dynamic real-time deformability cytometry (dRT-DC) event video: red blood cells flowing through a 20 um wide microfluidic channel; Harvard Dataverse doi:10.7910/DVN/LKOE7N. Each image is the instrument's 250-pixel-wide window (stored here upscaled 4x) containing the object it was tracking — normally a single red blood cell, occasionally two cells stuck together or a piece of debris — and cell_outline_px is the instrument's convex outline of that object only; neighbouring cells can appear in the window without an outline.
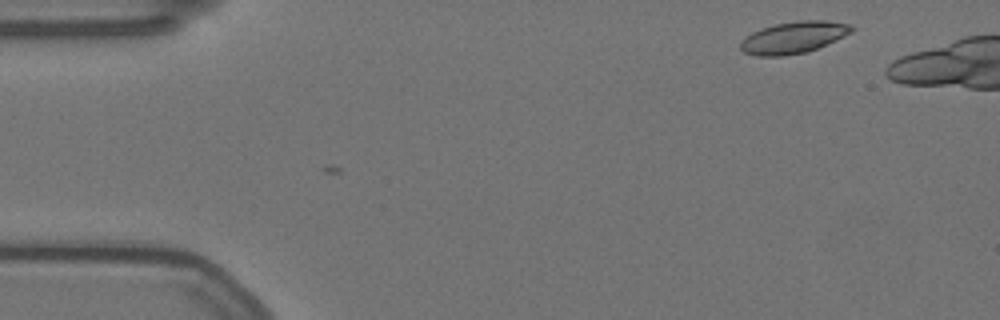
{"species": "Egyptian fruit bat (a non-hibernating species)", "species_latin": "Rousettus aegyptiacus", "temperature_condition": "warm", "stored_images_in_passage": 3, "camera_frame_rate_fps": 3000, "um_per_image_px": 0.085, "animal": {"sex": "female"}, "frame": {"image": 1, "passage_image": 3, "time_ms": 0.667, "image_size_px": [1000, 320], "cell_outline_px": [[856, 28], [852, 32], [836, 40], [816, 48], [804, 52], [780, 56], [756, 56], [744, 52], [740, 48], [740, 44], [752, 32], [760, 28], [776, 24], [796, 20], [828, 20], [852, 24]], "centroid_in_image_um": [67.49, 3.16], "position_along_channel_um": 17.5, "area_um2": 20.52}}